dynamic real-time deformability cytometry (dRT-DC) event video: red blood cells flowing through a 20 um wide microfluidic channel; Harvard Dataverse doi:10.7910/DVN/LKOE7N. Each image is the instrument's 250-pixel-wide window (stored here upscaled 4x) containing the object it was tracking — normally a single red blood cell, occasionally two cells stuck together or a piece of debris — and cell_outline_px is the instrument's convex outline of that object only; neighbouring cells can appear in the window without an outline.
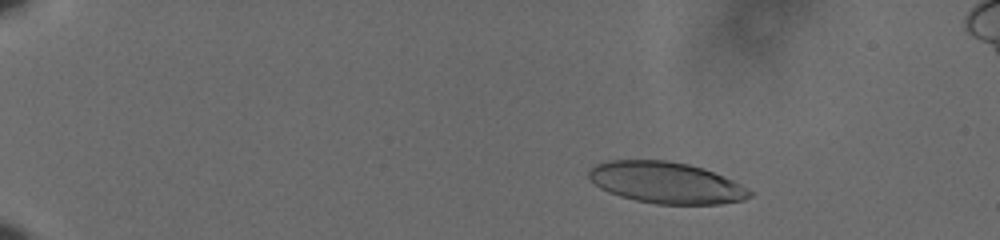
{"species": "human", "species_latin": "Homo sapiens", "temperature_condition": "cold", "stored_images_in_passage": 59, "camera_frame_rate_fps": 3000, "um_per_image_px": 0.085, "donor": {"sex": "male"}, "frame": {"image": 1, "passage_image": 10, "time_ms": 3.0, "image_size_px": [1000, 240], "cell_outline_px": [[752, 196], [744, 200], [720, 204], [656, 204], [636, 200], [620, 196], [608, 192], [600, 188], [588, 176], [588, 172], [596, 164], [608, 160], [668, 160], [688, 164], [704, 168], [724, 176], [748, 188], [752, 192]], "centroid_in_image_um": [56.64, 15.52], "position_along_channel_um": 28.4, "area_um2": 38.84}}
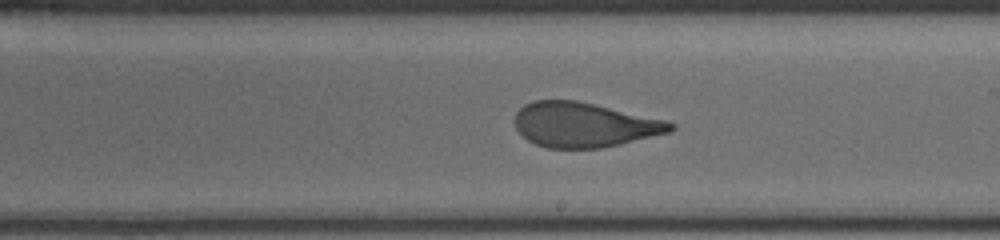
{"frame": {"image": 2, "passage_image": 37, "time_ms": 12.0, "image_size_px": [1000, 240], "cell_outline_px": [[676, 128], [672, 132], [620, 144], [600, 148], [548, 148], [536, 144], [528, 140], [516, 128], [512, 120], [516, 112], [524, 104], [532, 100], [576, 100], [664, 120], [676, 124]], "centroid_in_image_um": [49.63, 10.6], "position_along_channel_um": 239.4, "area_um2": 40.58}}
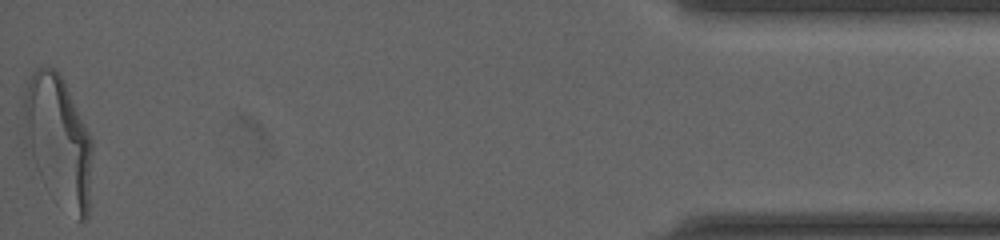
{"frame": {"image": 3, "passage_image": 59, "time_ms": 19.333, "image_size_px": [1000, 240], "cell_outline_px": [[92, 152], [88, 216], [84, 220], [80, 220], [40, 176], [24, 148], [20, 132], [24, 92], [28, 80], [32, 72], [36, 68], [56, 68], [92, 140]], "centroid_in_image_um": [4.87, 11.85], "position_along_channel_um": 430.3, "area_um2": 51.15}, "authors_computed_cell_mechanics": {"area_um2": 41.7894, "velocity_mm_per_s": 3.6071, "shape_relaxation_time_tau1_ms": 5.151, "shape_relaxation_time_tau2_ms": 0.9599, "deformation_change_tau1": 0.207, "deformation_change_tau2": 0.087}}